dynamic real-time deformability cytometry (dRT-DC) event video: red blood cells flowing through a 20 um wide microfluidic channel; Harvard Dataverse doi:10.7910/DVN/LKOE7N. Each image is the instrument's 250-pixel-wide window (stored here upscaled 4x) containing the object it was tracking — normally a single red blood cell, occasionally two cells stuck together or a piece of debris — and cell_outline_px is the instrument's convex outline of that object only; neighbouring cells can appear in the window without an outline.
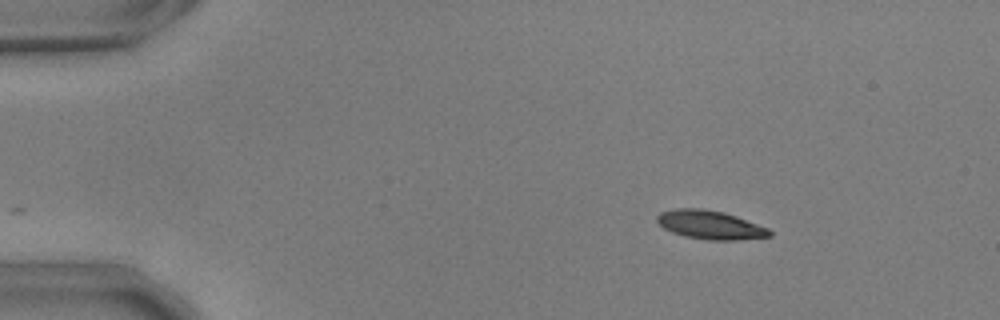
{"species": "common noctule bat (a hibernating species)", "species_latin": "Nyctalus noctula", "temperature_condition": "warm", "stored_images_in_passage": 48, "camera_frame_rate_fps": 3000, "um_per_image_px": 0.085, "animal": {"sex": "male", "body_mass_g": 17.9, "forearm_length_mm": 54.2}, "frame": {"image": 1, "passage_image": 1, "time_ms": 0.0, "image_size_px": [1000, 320], "cell_outline_px": [[772, 236], [736, 240], [708, 240], [684, 236], [672, 232], [664, 228], [656, 220], [656, 216], [660, 212], [676, 208], [704, 208], [724, 212], [736, 216], [768, 228], [772, 232]], "centroid_in_image_um": [60.35, 19.11], "position_along_channel_um": 24.6, "area_um2": 18.84}}
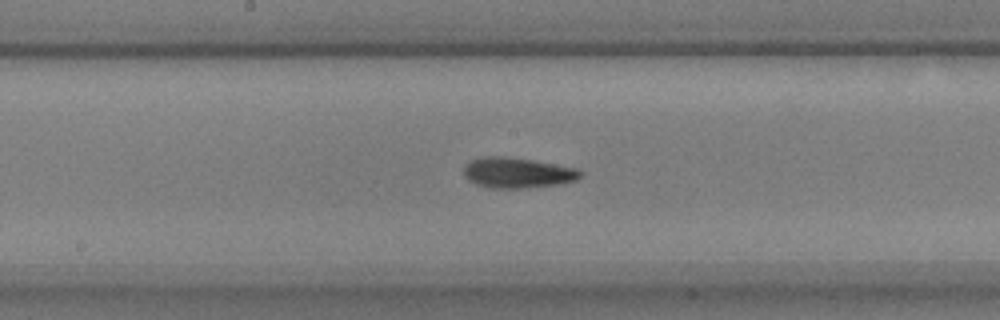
{"frame": {"image": 2, "passage_image": 22, "time_ms": 7.0, "image_size_px": [1000, 320], "cell_outline_px": [[584, 172], [576, 180], [560, 184], [528, 188], [488, 188], [476, 184], [468, 180], [464, 176], [464, 168], [472, 160], [484, 156], [504, 156], [532, 160], [580, 168]], "centroid_in_image_um": [44.02, 14.69], "position_along_channel_um": 204.2, "area_um2": 20.87}}
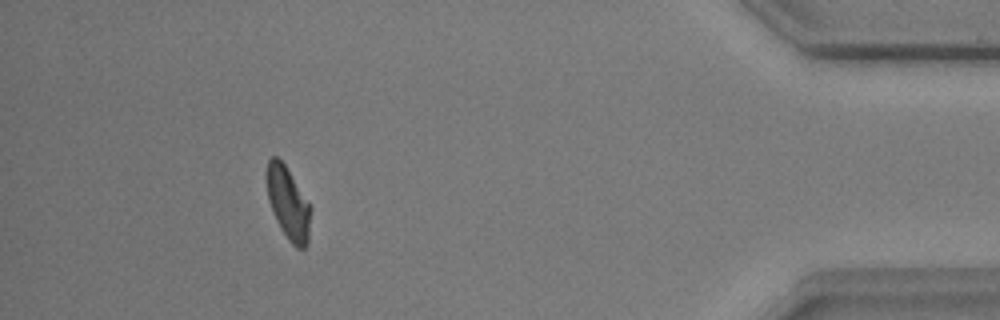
{"frame": {"image": 3, "passage_image": 43, "time_ms": 14.0, "image_size_px": [1000, 320], "cell_outline_px": [[312, 208], [308, 244], [304, 248], [296, 248], [288, 240], [280, 228], [272, 212], [268, 200], [264, 180], [264, 176], [268, 160], [272, 156], [276, 156], [284, 164]], "centroid_in_image_um": [24.46, 17.28], "position_along_channel_um": 410.7, "area_um2": 18.96}, "authors_computed_cell_mechanics": {"area_um2": 19.1029, "velocity_mm_per_s": 3.6992, "shape_relaxation_time_tau1_ms": 5.672, "shape_relaxation_time_tau2_ms": 1.7125, "deformation_change_tau1": 0.1997, "deformation_change_tau2": 0.0865}}